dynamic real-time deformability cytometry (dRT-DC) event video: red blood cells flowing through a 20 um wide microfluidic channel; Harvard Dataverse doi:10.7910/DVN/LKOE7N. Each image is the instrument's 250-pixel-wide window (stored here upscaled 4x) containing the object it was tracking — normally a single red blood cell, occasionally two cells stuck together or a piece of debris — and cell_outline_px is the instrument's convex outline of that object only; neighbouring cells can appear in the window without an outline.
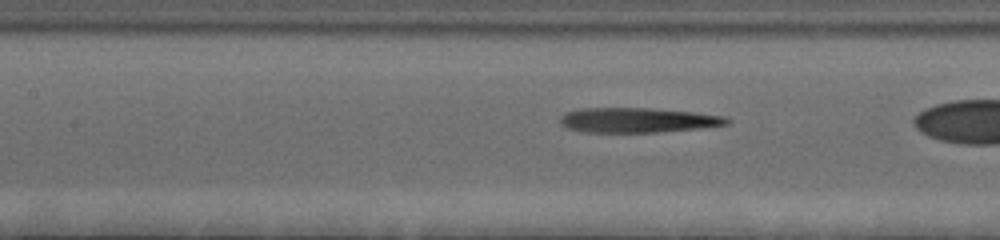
{"species": "human", "species_latin": "Homo sapiens", "temperature_condition": "cold", "stored_images_in_passage": 42, "segment_of_instrument_passage": [2, 2], "camera_frame_rate_fps": 3000, "um_per_image_px": 0.085, "donor": {"sex": "female"}, "frame": {"image": 1, "passage_image": 23, "time_ms": 7.333, "image_size_px": [1000, 240], "cell_outline_px": [[732, 120], [728, 124], [696, 128], [656, 132], [580, 132], [568, 128], [560, 124], [560, 116], [564, 112], [580, 108], [648, 108], [692, 112], [724, 116]], "centroid_in_image_um": [54.13, 10.21], "position_along_channel_um": 153.3, "area_um2": 24.04}}
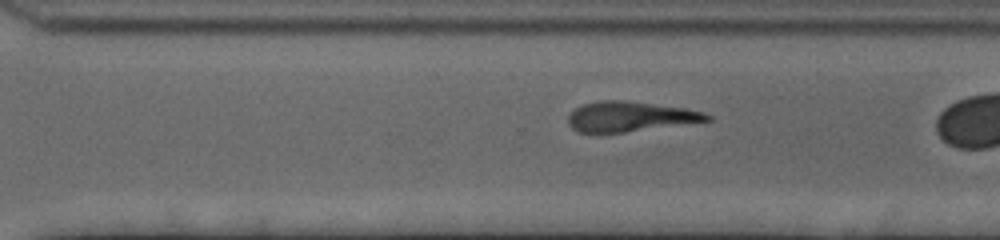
{"frame": {"image": 2, "passage_image": 37, "time_ms": 12.0, "image_size_px": [1000, 240], "cell_outline_px": [[712, 120], [624, 132], [576, 132], [568, 124], [568, 116], [580, 104], [604, 100], [620, 100], [684, 108], [704, 112], [712, 116]], "centroid_in_image_um": [53.52, 9.91], "position_along_channel_um": 317.1, "area_um2": 23.93}}